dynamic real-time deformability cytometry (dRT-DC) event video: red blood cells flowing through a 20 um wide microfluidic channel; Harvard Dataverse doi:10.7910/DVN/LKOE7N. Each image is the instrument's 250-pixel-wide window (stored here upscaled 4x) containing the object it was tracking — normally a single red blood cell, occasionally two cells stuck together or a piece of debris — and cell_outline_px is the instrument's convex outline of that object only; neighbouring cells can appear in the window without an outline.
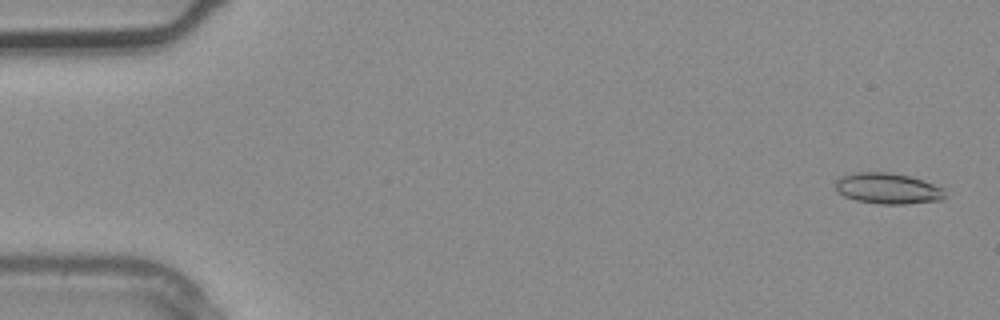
{"species": "common noctule bat (a hibernating species)", "species_latin": "Nyctalus noctula", "temperature_condition": "warm", "stored_images_in_passage": 4, "camera_frame_rate_fps": 3000, "um_per_image_px": 0.085, "animal": {"sex": "male", "body_mass_g": 20.4}, "frame": {"image": 1, "passage_image": 1, "time_ms": 0.0, "image_size_px": [1000, 320], "cell_outline_px": [[944, 200], [904, 204], [880, 204], [856, 200], [844, 196], [836, 188], [836, 180], [840, 176], [856, 172], [892, 172], [924, 180], [944, 188]], "centroid_in_image_um": [75.48, 16.01], "position_along_channel_um": 9.5, "area_um2": 19.77}}